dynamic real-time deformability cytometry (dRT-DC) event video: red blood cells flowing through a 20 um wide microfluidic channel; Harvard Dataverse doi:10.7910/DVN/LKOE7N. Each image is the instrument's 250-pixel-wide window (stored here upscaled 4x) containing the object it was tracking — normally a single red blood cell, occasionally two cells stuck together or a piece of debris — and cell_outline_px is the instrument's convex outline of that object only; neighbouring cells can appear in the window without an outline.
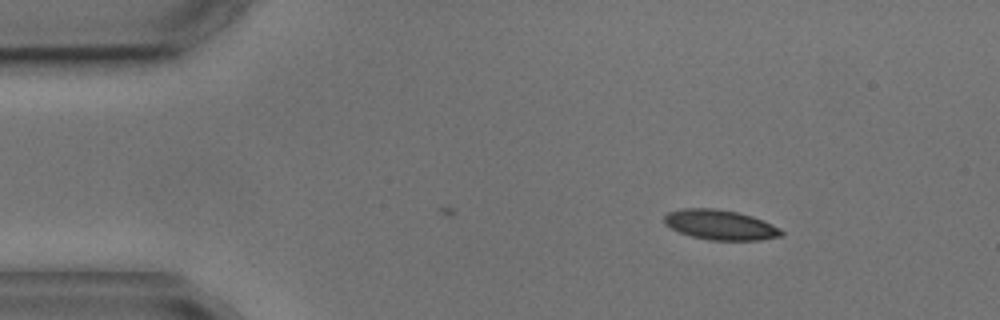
{"species": "common noctule bat (a hibernating species)", "species_latin": "Nyctalus noctula", "temperature_condition": "cold", "stored_images_in_passage": 3, "camera_frame_rate_fps": 3000, "um_per_image_px": 0.085, "animal": {"sex": "male", "body_mass_g": 17.9, "forearm_length_mm": 54.2}, "frame": {"image": 1, "passage_image": 1, "time_ms": 0.0, "image_size_px": [1000, 320], "cell_outline_px": [[784, 236], [760, 240], [708, 240], [692, 236], [680, 232], [664, 224], [664, 216], [668, 212], [684, 208], [716, 208], [740, 212], [764, 220], [780, 228], [784, 232]], "centroid_in_image_um": [61.26, 19.11], "position_along_channel_um": 23.7, "area_um2": 20.63}}